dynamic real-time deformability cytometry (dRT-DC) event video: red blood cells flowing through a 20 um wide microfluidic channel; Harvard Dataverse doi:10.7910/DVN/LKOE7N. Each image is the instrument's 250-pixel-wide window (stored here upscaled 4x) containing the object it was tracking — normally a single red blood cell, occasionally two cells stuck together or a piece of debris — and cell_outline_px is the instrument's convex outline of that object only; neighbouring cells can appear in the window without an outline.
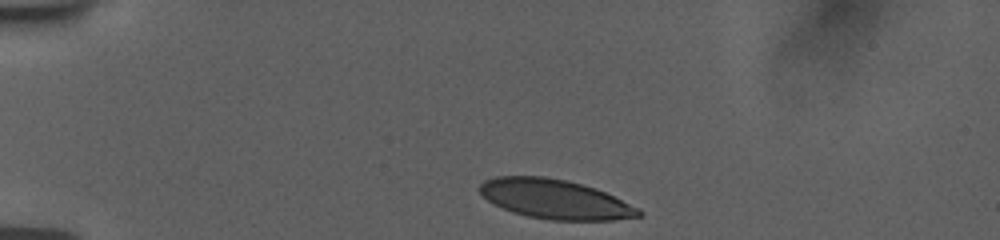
{"species": "human", "species_latin": "Homo sapiens", "temperature_condition": "room temperature", "stored_images_in_passage": 22, "camera_frame_rate_fps": 3000, "um_per_image_px": 0.085, "donor": {"sex": "female"}, "frame": {"image": 1, "passage_image": 1, "time_ms": 0.0, "image_size_px": [1000, 240], "cell_outline_px": [[644, 216], [612, 220], [552, 220], [528, 216], [512, 212], [488, 200], [480, 192], [480, 184], [484, 180], [496, 176], [544, 176], [568, 180], [596, 188], [640, 208], [644, 212]], "centroid_in_image_um": [47.23, 16.92], "position_along_channel_um": 37.8, "area_um2": 36.53}}
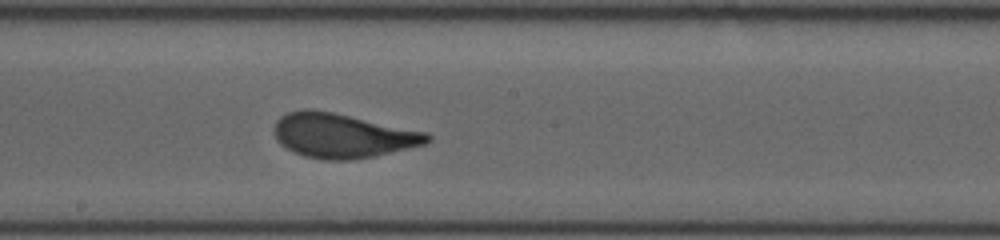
{"frame": {"image": 2, "passage_image": 12, "time_ms": 6.333, "image_size_px": [1000, 240], "cell_outline_px": [[432, 140], [428, 144], [372, 156], [352, 160], [324, 160], [304, 156], [292, 152], [280, 144], [276, 140], [272, 132], [276, 120], [280, 116], [288, 112], [308, 108], [332, 112], [428, 132], [432, 136]], "centroid_in_image_um": [29.09, 11.53], "position_along_channel_um": 219.1, "area_um2": 39.94}}
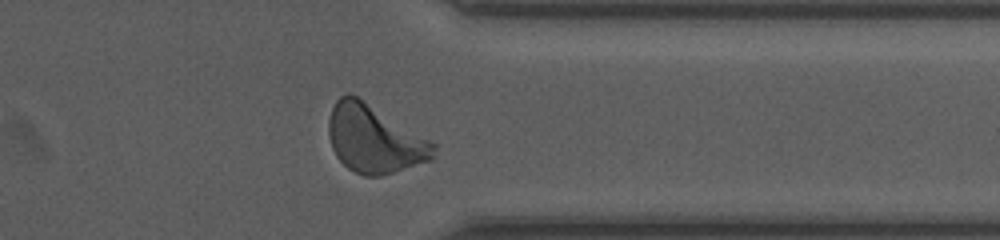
{"frame": {"image": 3, "passage_image": 20, "time_ms": 10.667, "image_size_px": [1000, 240], "cell_outline_px": [[436, 156], [432, 160], [380, 176], [364, 176], [348, 168], [336, 156], [332, 148], [328, 136], [328, 120], [332, 108], [336, 100], [340, 96], [348, 92], [352, 92], [436, 144]], "centroid_in_image_um": [31.8, 11.8], "position_along_channel_um": 379.6, "area_um2": 41.62}, "authors_computed_cell_mechanics": {"area_um2": 39.0728, "velocity_mm_per_s": 3.7565, "shape_relaxation_time_tau1_ms": 3.2008, "shape_relaxation_time_tau2_ms": null, "deformation_change_tau1": 0.1608, "deformation_change_tau2": null}}